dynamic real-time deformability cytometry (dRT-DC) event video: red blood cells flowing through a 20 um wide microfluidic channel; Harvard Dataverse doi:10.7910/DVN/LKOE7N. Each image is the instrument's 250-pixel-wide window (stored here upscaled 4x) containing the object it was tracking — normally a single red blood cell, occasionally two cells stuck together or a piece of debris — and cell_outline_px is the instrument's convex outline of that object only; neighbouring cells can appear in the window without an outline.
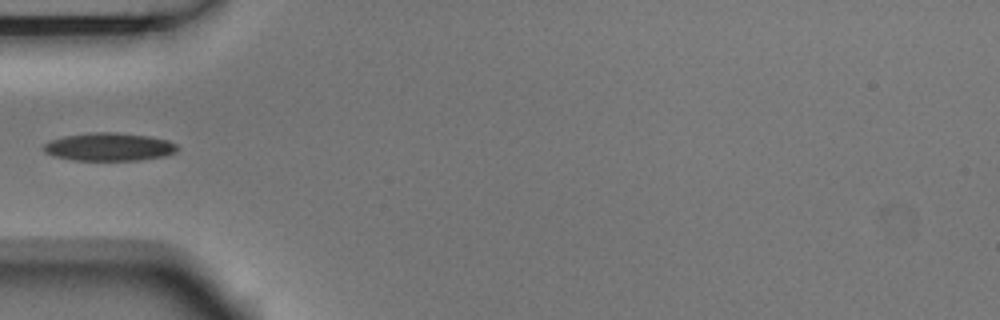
{"species": "Egyptian fruit bat (a non-hibernating species)", "species_latin": "Rousettus aegyptiacus", "temperature_condition": "room temperature", "stored_images_in_passage": 5, "camera_frame_rate_fps": 3000, "um_per_image_px": 0.085, "animal": {"sex": "male"}, "frame": {"image": 1, "passage_image": 4, "time_ms": 1.0, "image_size_px": [1000, 320], "cell_outline_px": [[180, 148], [176, 152], [164, 156], [140, 160], [72, 160], [56, 156], [44, 152], [40, 148], [44, 144], [52, 140], [64, 136], [92, 132], [116, 132], [152, 136], [168, 140], [176, 144]], "centroid_in_image_um": [9.3, 12.48], "position_along_channel_um": 75.7, "area_um2": 22.02}}
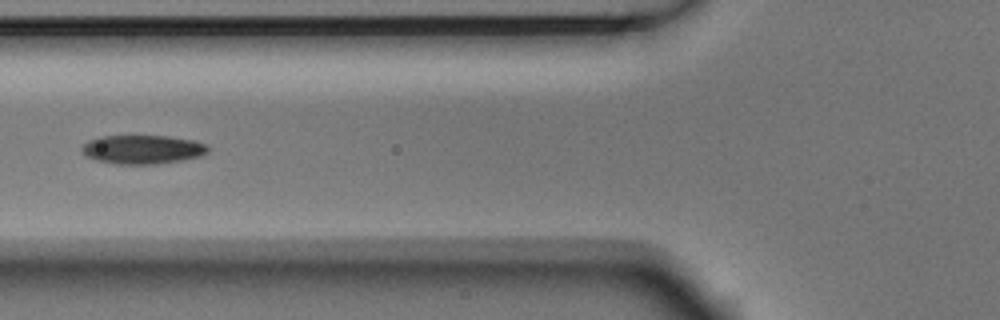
{"frame": {"image": 2, "passage_image": 5, "time_ms": 1.333, "image_size_px": [1000, 320], "cell_outline_px": [[208, 152], [200, 156], [180, 160], [156, 164], [116, 164], [96, 160], [88, 156], [80, 148], [88, 140], [100, 136], [168, 136], [192, 140], [208, 144]], "centroid_in_image_um": [12.12, 12.7], "position_along_channel_um": 113.7, "area_um2": 21.1}}